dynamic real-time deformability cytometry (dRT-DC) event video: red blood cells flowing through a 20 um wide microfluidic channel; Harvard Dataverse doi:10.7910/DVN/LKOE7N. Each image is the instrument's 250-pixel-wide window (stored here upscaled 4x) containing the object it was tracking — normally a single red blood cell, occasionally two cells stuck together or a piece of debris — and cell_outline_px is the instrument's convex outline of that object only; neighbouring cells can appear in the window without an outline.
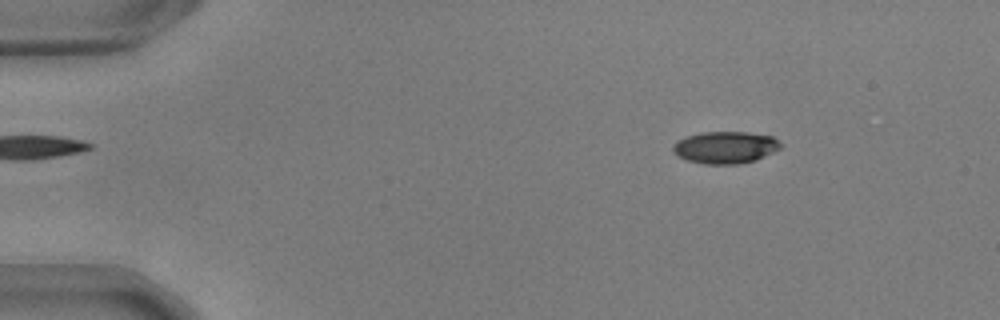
{"species": "common noctule bat (a hibernating species)", "species_latin": "Nyctalus noctula", "temperature_condition": "warm", "stored_images_in_passage": 54, "camera_frame_rate_fps": 3000, "um_per_image_px": 0.085, "animal": {"sex": "male", "body_mass_g": 17.9, "forearm_length_mm": 54.2}, "frame": {"image": 1, "passage_image": 7, "time_ms": 2.0, "image_size_px": [1000, 320], "cell_outline_px": [[784, 144], [780, 148], [756, 160], [740, 164], [704, 164], [688, 160], [676, 156], [672, 152], [672, 144], [676, 140], [684, 136], [700, 132], [748, 132], [772, 136]], "centroid_in_image_um": [61.61, 12.52], "position_along_channel_um": 23.4, "area_um2": 20.46}}
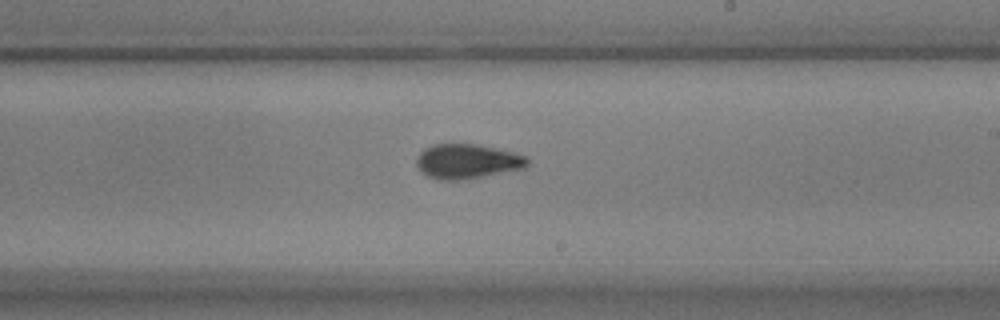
{"frame": {"image": 2, "passage_image": 32, "time_ms": 10.333, "image_size_px": [1000, 320], "cell_outline_px": [[528, 164], [524, 168], [480, 176], [456, 180], [440, 180], [428, 176], [416, 164], [416, 160], [420, 152], [424, 148], [436, 144], [476, 144], [516, 152], [528, 156]], "centroid_in_image_um": [39.73, 13.69], "position_along_channel_um": 249.3, "area_um2": 22.08}}
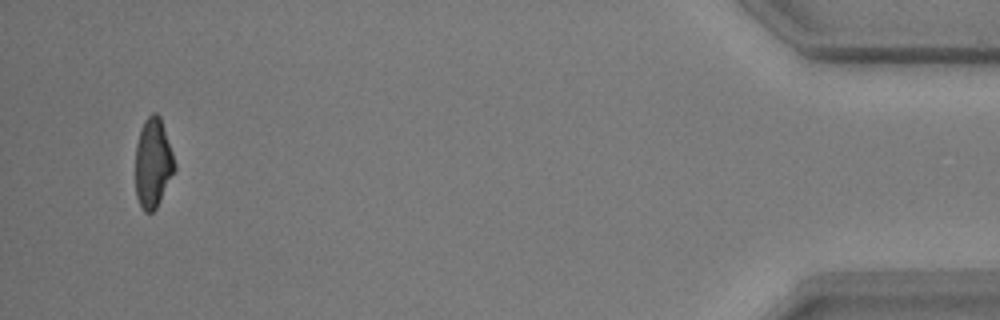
{"frame": {"image": 3, "passage_image": 52, "time_ms": 17.0, "image_size_px": [1000, 320], "cell_outline_px": [[176, 168], [156, 208], [152, 212], [144, 212], [136, 196], [136, 144], [140, 128], [144, 120], [152, 112], [156, 112], [160, 116], [176, 164]], "centroid_in_image_um": [13.0, 13.83], "position_along_channel_um": 422.2, "area_um2": 20.35}, "authors_computed_cell_mechanics": {"area_um2": 21.5016, "velocity_mm_per_s": 3.7031, "shape_relaxation_time_tau1_ms": 6.3598, "shape_relaxation_time_tau2_ms": 2.5954, "deformation_change_tau1": 0.2038, "deformation_change_tau2": 0.0788}}